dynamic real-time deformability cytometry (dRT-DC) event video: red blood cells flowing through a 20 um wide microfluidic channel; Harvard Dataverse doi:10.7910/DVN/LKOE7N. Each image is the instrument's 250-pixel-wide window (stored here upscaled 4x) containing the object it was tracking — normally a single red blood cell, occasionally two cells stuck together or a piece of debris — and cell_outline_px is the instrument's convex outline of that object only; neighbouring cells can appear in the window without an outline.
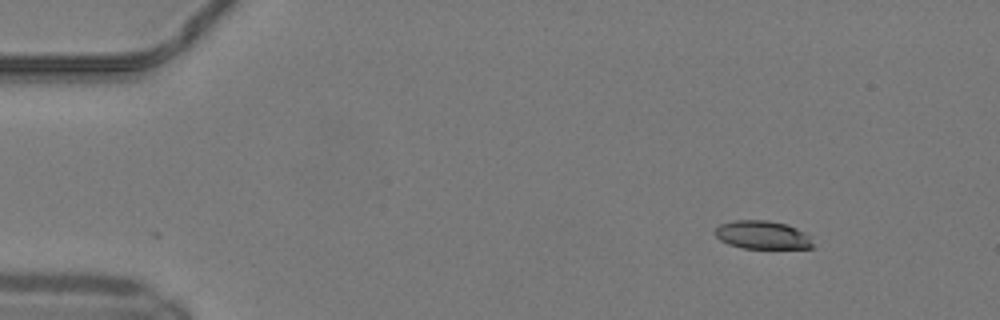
{"species": "common noctule bat (a hibernating species)", "species_latin": "Nyctalus noctula", "temperature_condition": "warm", "stored_images_in_passage": 45, "camera_frame_rate_fps": 3000, "um_per_image_px": 0.085, "animal": {"sex": "male", "body_mass_g": 19.2, "forearm_length_mm": 51.8}, "frame": {"image": 1, "passage_image": 1, "time_ms": 0.0, "image_size_px": [1000, 320], "cell_outline_px": [[816, 248], [744, 248], [728, 244], [720, 240], [716, 236], [716, 228], [720, 224], [736, 220], [768, 220], [788, 224], [812, 236]], "centroid_in_image_um": [64.88, 19.97], "position_along_channel_um": 20.1, "area_um2": 16.3}}
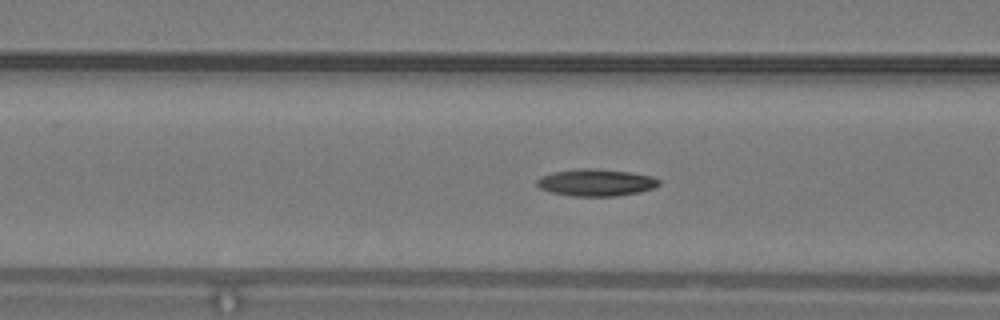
{"frame": {"image": 2, "passage_image": 15, "time_ms": 4.667, "image_size_px": [1000, 320], "cell_outline_px": [[660, 184], [652, 188], [640, 192], [616, 196], [572, 196], [552, 192], [540, 188], [536, 184], [536, 180], [540, 176], [552, 172], [580, 168], [592, 168], [632, 172], [652, 176], [660, 180]], "centroid_in_image_um": [50.65, 15.51], "position_along_channel_um": 115.9, "area_um2": 19.31}}
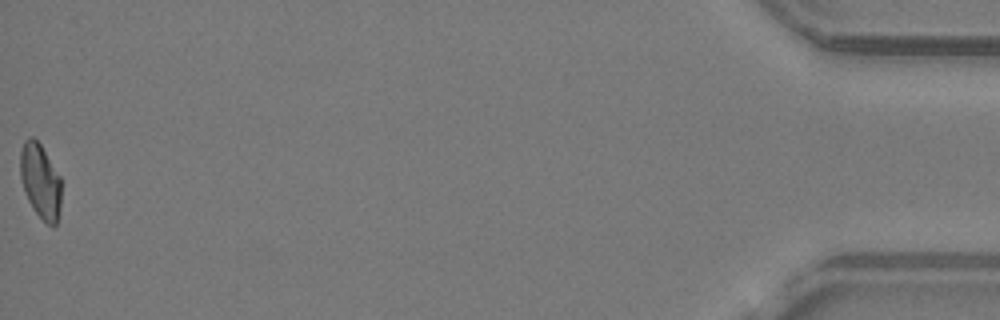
{"frame": {"image": 3, "passage_image": 45, "time_ms": 14.667, "image_size_px": [1000, 320], "cell_outline_px": [[60, 208], [56, 224], [52, 228], [32, 208], [28, 200], [20, 176], [20, 152], [24, 140], [28, 136], [32, 136], [40, 144], [60, 176]], "centroid_in_image_um": [3.42, 15.38], "position_along_channel_um": 431.8, "area_um2": 17.69}, "authors_computed_cell_mechanics": {"area_um2": 18.3226, "velocity_mm_per_s": 4.1677, "shape_relaxation_time_tau1_ms": null, "shape_relaxation_time_tau2_ms": 7.5392, "deformation_change_tau1": null, "deformation_change_tau2": 0.1509}}